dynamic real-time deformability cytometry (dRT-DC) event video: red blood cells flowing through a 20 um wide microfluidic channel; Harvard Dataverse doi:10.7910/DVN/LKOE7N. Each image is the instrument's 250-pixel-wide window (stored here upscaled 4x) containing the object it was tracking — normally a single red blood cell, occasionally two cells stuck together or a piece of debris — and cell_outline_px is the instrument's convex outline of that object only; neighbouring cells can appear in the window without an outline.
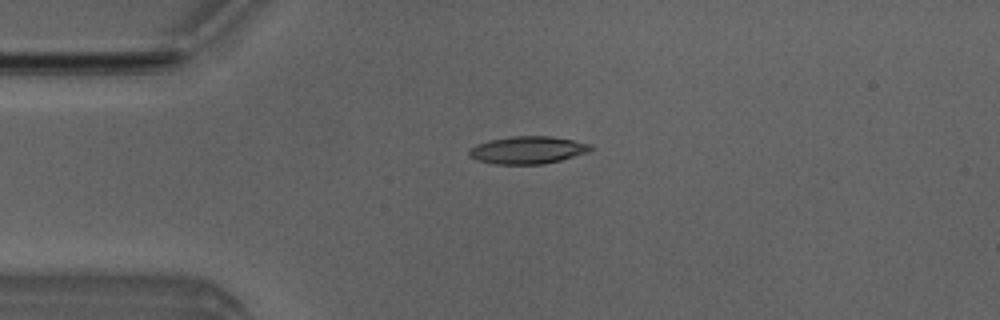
{"species": "Egyptian fruit bat (a non-hibernating species)", "species_latin": "Rousettus aegyptiacus", "temperature_condition": "room temperature", "stored_images_in_passage": 4, "camera_frame_rate_fps": 3000, "um_per_image_px": 0.085, "animal": {"sex": "male"}, "frame": {"image": 1, "passage_image": 2, "time_ms": 1.0, "image_size_px": [1000, 320], "cell_outline_px": [[596, 148], [588, 152], [560, 160], [544, 164], [492, 164], [476, 160], [468, 156], [468, 152], [476, 144], [508, 136], [552, 136], [572, 140], [588, 144]], "centroid_in_image_um": [44.84, 12.76], "position_along_channel_um": 40.2, "area_um2": 19.48}}